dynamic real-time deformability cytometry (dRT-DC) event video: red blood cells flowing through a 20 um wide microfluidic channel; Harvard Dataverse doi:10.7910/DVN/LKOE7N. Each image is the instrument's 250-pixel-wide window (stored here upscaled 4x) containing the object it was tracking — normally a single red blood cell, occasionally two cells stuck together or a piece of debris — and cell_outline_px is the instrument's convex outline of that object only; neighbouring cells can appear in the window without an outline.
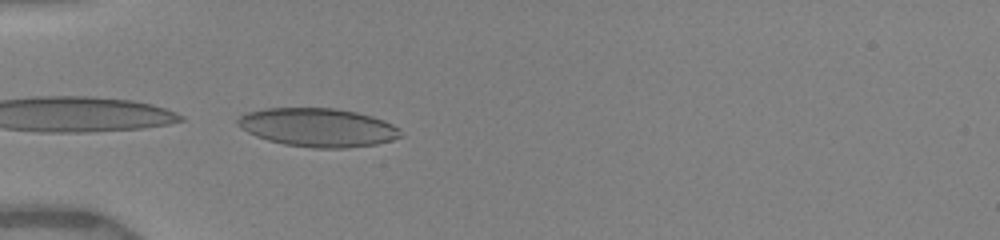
{"species": "human", "species_latin": "Homo sapiens", "temperature_condition": "warm", "stored_images_in_passage": 14, "camera_frame_rate_fps": 3000, "um_per_image_px": 0.085, "donor": {"sex": "female"}, "frame": {"image": 1, "passage_image": 7, "time_ms": 5.333, "image_size_px": [1000, 240], "cell_outline_px": [[404, 136], [392, 140], [376, 144], [348, 148], [312, 148], [284, 144], [268, 140], [256, 136], [240, 128], [236, 124], [236, 120], [240, 116], [248, 112], [264, 108], [336, 108], [356, 112], [372, 116], [384, 120], [400, 128]], "centroid_in_image_um": [27.04, 10.83], "position_along_channel_um": 58.0, "area_um2": 36.88}}
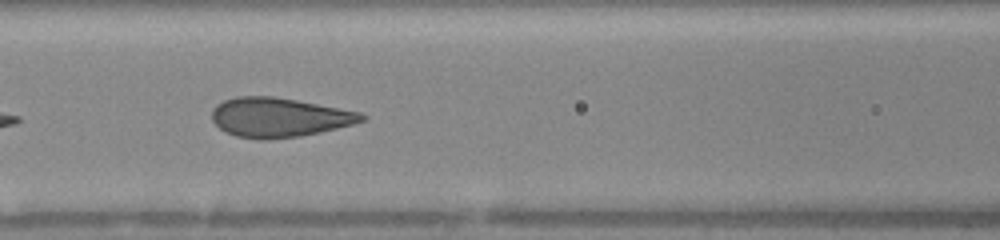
{"frame": {"image": 2, "passage_image": 10, "time_ms": 7.667, "image_size_px": [1000, 240], "cell_outline_px": [[368, 116], [364, 120], [352, 124], [320, 132], [300, 136], [264, 140], [260, 140], [236, 136], [224, 132], [212, 120], [212, 108], [216, 104], [224, 100], [236, 96], [272, 96], [296, 100], [360, 112]], "centroid_in_image_um": [23.68, 9.98], "position_along_channel_um": 142.9, "area_um2": 34.33}}